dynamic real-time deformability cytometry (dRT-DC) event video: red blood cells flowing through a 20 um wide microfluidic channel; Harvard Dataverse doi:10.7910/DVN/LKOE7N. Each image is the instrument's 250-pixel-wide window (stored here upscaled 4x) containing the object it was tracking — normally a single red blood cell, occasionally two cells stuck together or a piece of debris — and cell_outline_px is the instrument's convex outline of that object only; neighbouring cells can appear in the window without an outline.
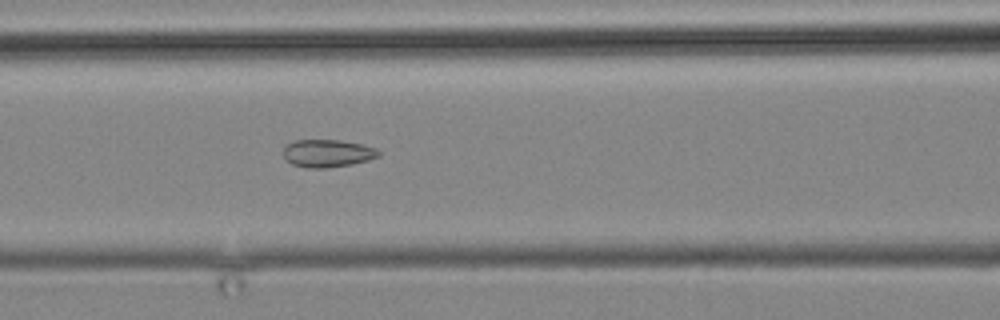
{"species": "common noctule bat (a hibernating species)", "species_latin": "Nyctalus noctula", "temperature_condition": "cold", "stored_images_in_passage": 11, "camera_frame_rate_fps": 3000, "um_per_image_px": 0.085, "animal": {"sex": "male", "body_mass_g": 19.2, "forearm_length_mm": 51.8}, "frame": {"image": 1, "passage_image": 11, "time_ms": 13.333, "image_size_px": [1000, 320], "cell_outline_px": [[380, 156], [368, 160], [352, 164], [324, 168], [304, 168], [292, 164], [284, 160], [284, 148], [288, 144], [296, 140], [340, 140], [360, 144], [376, 148], [380, 152]], "centroid_in_image_um": [27.82, 13.04], "position_along_channel_um": 138.8, "area_um2": 15.37}}